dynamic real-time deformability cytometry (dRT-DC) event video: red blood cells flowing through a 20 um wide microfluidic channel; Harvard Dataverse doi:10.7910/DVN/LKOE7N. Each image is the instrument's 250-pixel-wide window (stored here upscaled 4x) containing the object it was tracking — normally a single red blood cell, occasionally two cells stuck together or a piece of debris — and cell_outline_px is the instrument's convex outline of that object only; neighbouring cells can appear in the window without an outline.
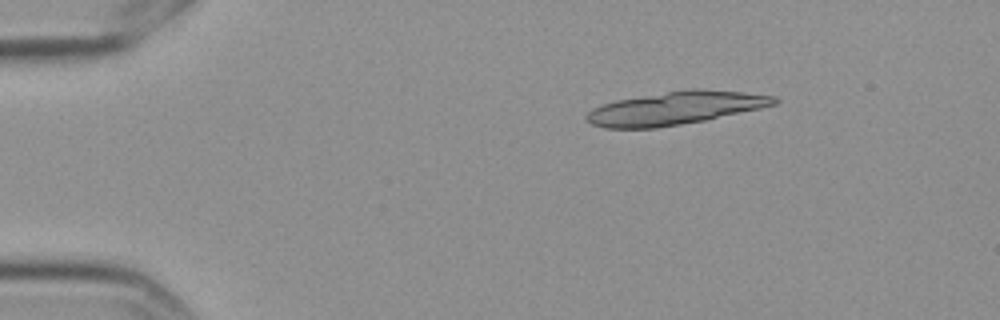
{"species": "Egyptian fruit bat (a non-hibernating species)", "species_latin": "Rousettus aegyptiacus", "temperature_condition": "cold", "stored_images_in_passage": 5, "camera_frame_rate_fps": 3000, "um_per_image_px": 0.085, "frame": {"image": 1, "passage_image": 3, "time_ms": 0.667, "image_size_px": [1000, 320], "cell_outline_px": [[780, 100], [776, 104], [760, 108], [704, 120], [656, 128], [604, 128], [592, 124], [584, 116], [592, 108], [616, 100], [688, 88], [704, 88], [744, 92], [776, 96]], "centroid_in_image_um": [57.42, 9.18], "position_along_channel_um": 27.6, "area_um2": 36.13}}